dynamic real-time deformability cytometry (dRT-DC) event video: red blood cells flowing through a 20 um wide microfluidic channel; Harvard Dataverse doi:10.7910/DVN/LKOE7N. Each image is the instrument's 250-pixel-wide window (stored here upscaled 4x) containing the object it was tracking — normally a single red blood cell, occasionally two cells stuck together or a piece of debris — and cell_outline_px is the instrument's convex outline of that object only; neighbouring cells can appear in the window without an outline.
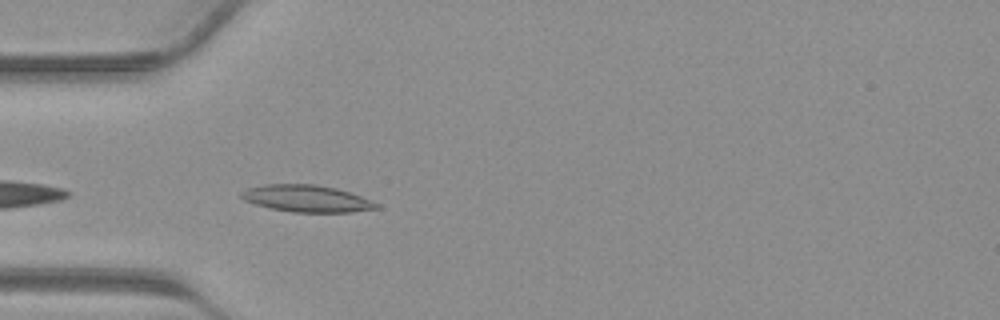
{"species": "common noctule bat (a hibernating species)", "species_latin": "Nyctalus noctula", "temperature_condition": "warm", "stored_images_in_passage": 6, "camera_frame_rate_fps": 3000, "um_per_image_px": 0.085, "animal": {"sex": "male", "body_mass_g": 23.1, "forearm_length_mm": 52.7}, "frame": {"image": 1, "passage_image": 2, "time_ms": 0.333, "image_size_px": [1000, 320], "cell_outline_px": [[380, 208], [352, 212], [292, 212], [272, 208], [256, 204], [244, 200], [240, 196], [240, 192], [248, 188], [264, 184], [316, 184], [336, 188], [372, 200], [380, 204]], "centroid_in_image_um": [26.09, 16.87], "position_along_channel_um": 58.9, "area_um2": 21.15}}